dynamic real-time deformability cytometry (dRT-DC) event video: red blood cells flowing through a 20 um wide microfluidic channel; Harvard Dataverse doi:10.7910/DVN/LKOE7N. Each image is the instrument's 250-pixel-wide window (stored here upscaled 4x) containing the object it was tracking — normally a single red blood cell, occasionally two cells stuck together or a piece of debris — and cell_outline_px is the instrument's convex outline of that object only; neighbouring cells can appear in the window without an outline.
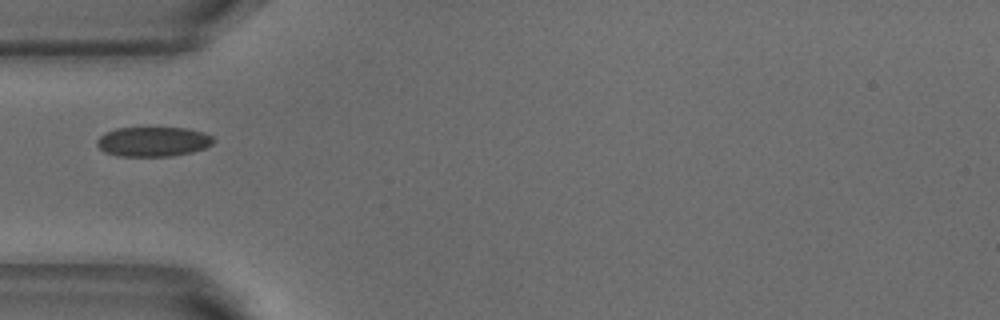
{"species": "common noctule bat (a hibernating species)", "species_latin": "Nyctalus noctula", "temperature_condition": "warm", "stored_images_in_passage": 3, "camera_frame_rate_fps": 3000, "um_per_image_px": 0.085, "animal": {"sex": "male", "body_mass_g": 18.8}, "frame": {"image": 1, "passage_image": 1, "time_ms": 0.0, "image_size_px": [1000, 320], "cell_outline_px": [[216, 140], [212, 144], [204, 148], [192, 152], [172, 156], [116, 156], [104, 152], [96, 144], [96, 140], [104, 132], [116, 128], [188, 128], [204, 132], [212, 136]], "centroid_in_image_um": [13.01, 12.04], "position_along_channel_um": 72.0, "area_um2": 20.35}}